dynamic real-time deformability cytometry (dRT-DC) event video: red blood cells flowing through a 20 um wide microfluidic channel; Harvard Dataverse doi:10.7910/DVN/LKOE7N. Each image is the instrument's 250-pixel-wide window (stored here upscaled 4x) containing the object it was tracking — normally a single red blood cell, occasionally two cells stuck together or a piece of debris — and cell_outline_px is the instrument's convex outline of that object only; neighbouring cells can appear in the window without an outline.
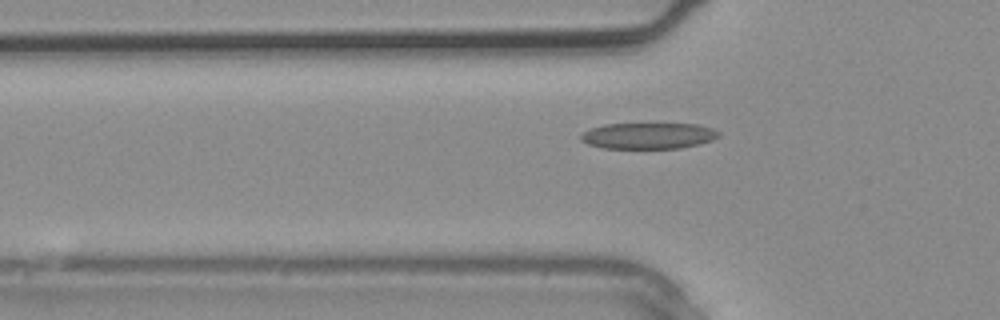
{"species": "common noctule bat (a hibernating species)", "species_latin": "Nyctalus noctula", "temperature_condition": "warm", "stored_images_in_passage": 4, "camera_frame_rate_fps": 3000, "um_per_image_px": 0.085, "animal": {"sex": "male", "body_mass_g": 20.4}, "frame": {"image": 1, "passage_image": 4, "time_ms": 1.0, "image_size_px": [1000, 320], "cell_outline_px": [[720, 136], [712, 140], [700, 144], [680, 148], [604, 148], [588, 144], [580, 140], [580, 136], [584, 132], [592, 128], [604, 124], [696, 124], [712, 128], [720, 132]], "centroid_in_image_um": [55.13, 11.54], "position_along_channel_um": 70.7, "area_um2": 20.92}}